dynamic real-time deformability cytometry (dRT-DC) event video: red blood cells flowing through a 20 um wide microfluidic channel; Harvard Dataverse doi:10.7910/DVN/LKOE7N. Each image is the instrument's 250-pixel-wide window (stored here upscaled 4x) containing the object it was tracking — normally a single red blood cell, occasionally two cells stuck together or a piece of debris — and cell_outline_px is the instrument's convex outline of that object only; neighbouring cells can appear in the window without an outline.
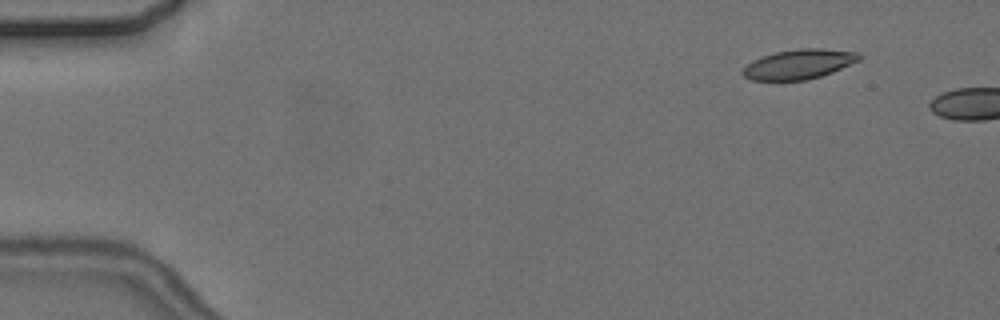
{"species": "common noctule bat (a hibernating species)", "species_latin": "Nyctalus noctula", "temperature_condition": "cold", "stored_images_in_passage": 2, "camera_frame_rate_fps": 3000, "um_per_image_px": 0.085, "animal": {"sex": "female", "body_mass_g": 24.6, "forearm_length_mm": 56.2}, "frame": {"image": 1, "passage_image": 1, "time_ms": 0.0, "image_size_px": [1000, 320], "cell_outline_px": [[860, 60], [832, 72], [820, 76], [804, 80], [752, 80], [744, 76], [740, 72], [752, 60], [776, 52], [800, 48], [824, 48], [860, 52]], "centroid_in_image_um": [67.92, 5.44], "position_along_channel_um": 17.1, "area_um2": 20.06}}